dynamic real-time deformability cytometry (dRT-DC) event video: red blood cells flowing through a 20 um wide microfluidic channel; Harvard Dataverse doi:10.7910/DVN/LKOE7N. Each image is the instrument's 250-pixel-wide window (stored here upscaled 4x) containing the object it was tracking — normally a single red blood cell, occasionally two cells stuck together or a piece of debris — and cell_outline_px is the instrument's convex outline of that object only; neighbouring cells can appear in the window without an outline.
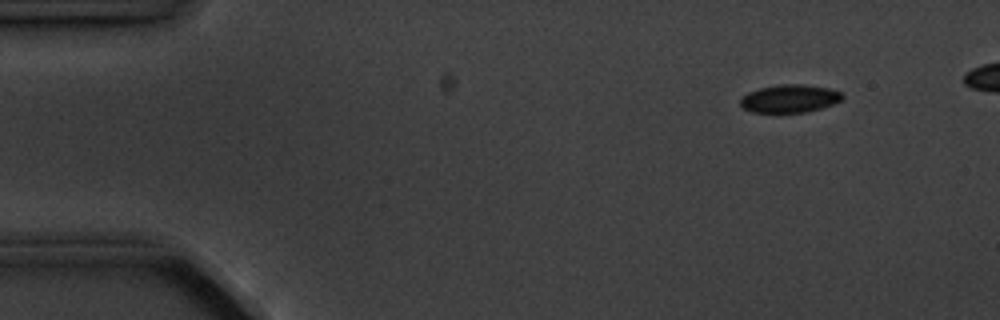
{"species": "common noctule bat (a hibernating species)", "species_latin": "Nyctalus noctula", "temperature_condition": "cold", "stored_images_in_passage": 5, "camera_frame_rate_fps": 3000, "um_per_image_px": 0.085, "animal": {"sex": "male", "body_mass_g": 20.1, "forearm_length_mm": 53.5}, "frame": {"image": 1, "passage_image": 1, "time_ms": 0.0, "image_size_px": [1000, 320], "cell_outline_px": [[844, 96], [840, 100], [832, 104], [820, 108], [804, 112], [752, 112], [744, 108], [740, 104], [740, 100], [748, 92], [760, 88], [780, 84], [804, 84], [828, 88], [840, 92]], "centroid_in_image_um": [67.11, 8.37], "position_along_channel_um": 17.9, "area_um2": 16.36}}